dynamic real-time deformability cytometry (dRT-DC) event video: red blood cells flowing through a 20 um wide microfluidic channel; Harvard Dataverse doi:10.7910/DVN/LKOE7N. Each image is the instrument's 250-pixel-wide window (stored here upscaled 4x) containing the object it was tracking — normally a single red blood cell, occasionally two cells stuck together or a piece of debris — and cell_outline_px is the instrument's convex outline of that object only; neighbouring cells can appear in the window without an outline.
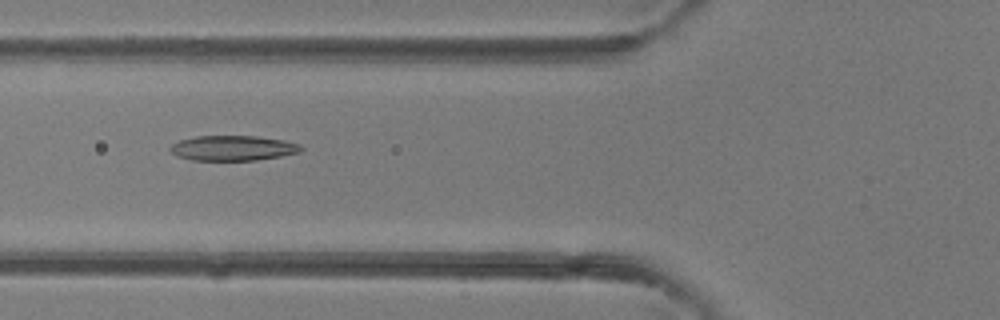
{"species": "common noctule bat (a hibernating species)", "species_latin": "Nyctalus noctula", "temperature_condition": "room temperature", "stored_images_in_passage": 5, "camera_frame_rate_fps": 3000, "um_per_image_px": 0.085, "animal": {"sex": "female"}, "frame": {"image": 1, "passage_image": 5, "time_ms": 4.667, "image_size_px": [1000, 320], "cell_outline_px": [[304, 148], [300, 152], [280, 156], [256, 160], [192, 160], [176, 156], [168, 148], [172, 144], [180, 140], [196, 136], [256, 136], [284, 140], [300, 144]], "centroid_in_image_um": [19.8, 12.58], "position_along_channel_um": 106.0, "area_um2": 19.13}}